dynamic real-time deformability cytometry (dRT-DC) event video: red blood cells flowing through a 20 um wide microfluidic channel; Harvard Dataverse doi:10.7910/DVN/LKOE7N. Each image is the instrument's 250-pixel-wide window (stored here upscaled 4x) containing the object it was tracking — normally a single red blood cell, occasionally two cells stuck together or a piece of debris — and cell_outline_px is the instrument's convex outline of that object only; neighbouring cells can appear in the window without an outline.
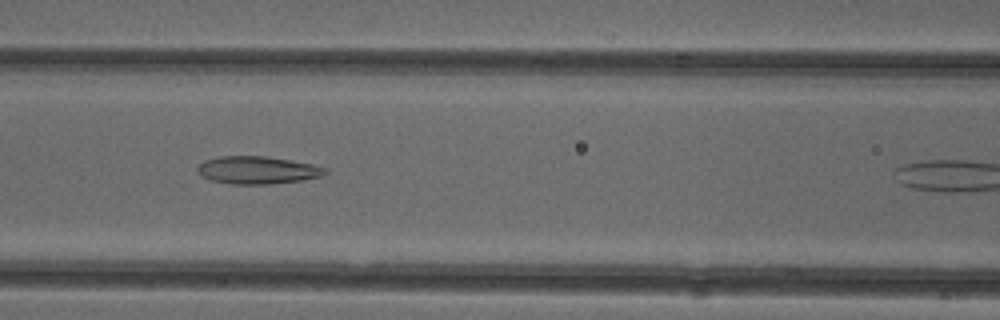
{"species": "common noctule bat (a hibernating species)", "species_latin": "Nyctalus noctula", "temperature_condition": "cold", "stored_images_in_passage": 19, "camera_frame_rate_fps": 3000, "um_per_image_px": 0.085, "animal": {"sex": "female"}, "frame": {"image": 1, "passage_image": 9, "time_ms": 2.667, "image_size_px": [1000, 320], "cell_outline_px": [[328, 172], [320, 176], [304, 180], [268, 184], [232, 184], [212, 180], [200, 176], [196, 172], [196, 168], [204, 160], [220, 156], [264, 156], [312, 164], [328, 168]], "centroid_in_image_um": [21.86, 14.46], "position_along_channel_um": 144.7, "area_um2": 20.58}}
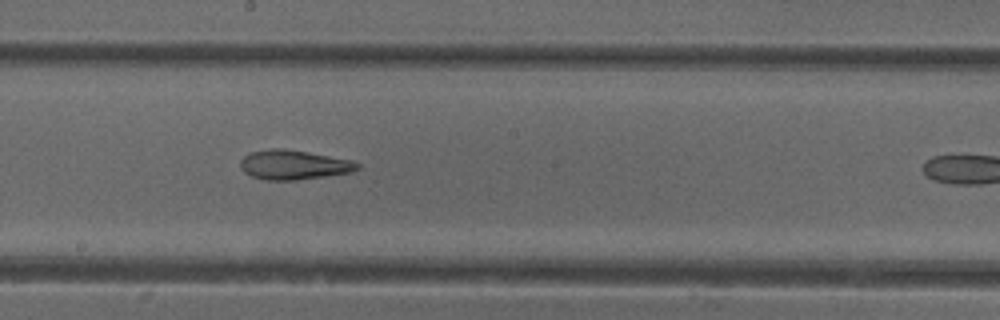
{"frame": {"image": 2, "passage_image": 15, "time_ms": 4.667, "image_size_px": [1000, 320], "cell_outline_px": [[360, 168], [352, 172], [296, 180], [268, 180], [252, 176], [244, 172], [240, 168], [240, 160], [244, 156], [252, 152], [272, 148], [284, 148], [308, 152], [352, 160], [360, 164]], "centroid_in_image_um": [24.97, 14.0], "position_along_channel_um": 223.2, "area_um2": 20.06}}
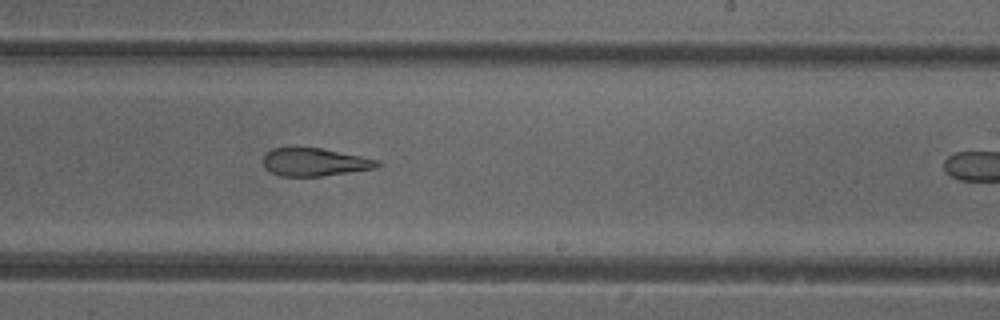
{"frame": {"image": 3, "passage_image": 18, "time_ms": 5.667, "image_size_px": [1000, 320], "cell_outline_px": [[384, 164], [376, 168], [324, 176], [280, 176], [264, 168], [264, 156], [272, 148], [320, 148], [380, 160]], "centroid_in_image_um": [26.79, 13.79], "position_along_channel_um": 262.2, "area_um2": 18.5}}